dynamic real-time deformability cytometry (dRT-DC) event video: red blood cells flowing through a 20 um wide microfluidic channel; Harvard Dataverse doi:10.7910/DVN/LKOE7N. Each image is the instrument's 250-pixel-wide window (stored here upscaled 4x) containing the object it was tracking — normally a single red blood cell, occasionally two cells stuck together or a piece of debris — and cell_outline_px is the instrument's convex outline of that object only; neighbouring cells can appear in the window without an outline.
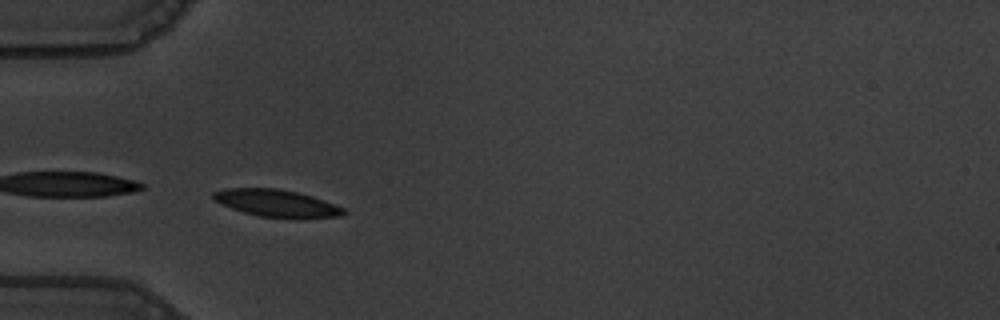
{"species": "common noctule bat (a hibernating species)", "species_latin": "Nyctalus noctula", "temperature_condition": "warm", "stored_images_in_passage": 40, "camera_frame_rate_fps": 3000, "um_per_image_px": 0.085, "animal": {"sex": "male", "body_mass_g": 19.5, "forearm_length_mm": 54.6}, "frame": {"image": 1, "passage_image": 1, "time_ms": 0.0, "image_size_px": [1000, 320], "cell_outline_px": [[348, 212], [340, 216], [260, 216], [244, 212], [232, 208], [212, 200], [212, 192], [228, 188], [276, 188], [296, 192], [312, 196], [344, 208]], "centroid_in_image_um": [23.43, 17.23], "position_along_channel_um": 61.6, "area_um2": 19.83}}
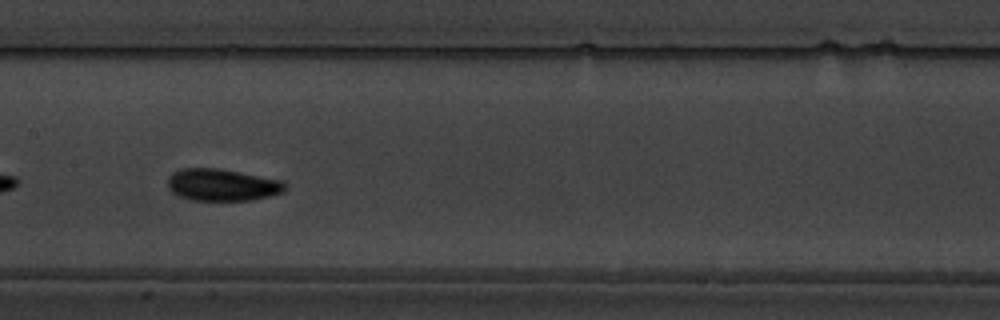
{"frame": {"image": 2, "passage_image": 12, "time_ms": 3.667, "image_size_px": [1000, 320], "cell_outline_px": [[284, 192], [252, 200], [192, 200], [180, 196], [172, 192], [168, 188], [168, 176], [172, 172], [180, 168], [216, 168], [280, 180], [284, 184]], "centroid_in_image_um": [18.82, 15.71], "position_along_channel_um": 188.6, "area_um2": 21.62}, "authors_computed_cell_mechanics": {"area_um2": 20.6635, "velocity_mm_per_s": 3.5751, "shape_relaxation_time_tau1_ms": 3.1464, "shape_relaxation_time_tau2_ms": 2.3058, "deformation_change_tau1": 0.1369, "deformation_change_tau2": 0.0496}}